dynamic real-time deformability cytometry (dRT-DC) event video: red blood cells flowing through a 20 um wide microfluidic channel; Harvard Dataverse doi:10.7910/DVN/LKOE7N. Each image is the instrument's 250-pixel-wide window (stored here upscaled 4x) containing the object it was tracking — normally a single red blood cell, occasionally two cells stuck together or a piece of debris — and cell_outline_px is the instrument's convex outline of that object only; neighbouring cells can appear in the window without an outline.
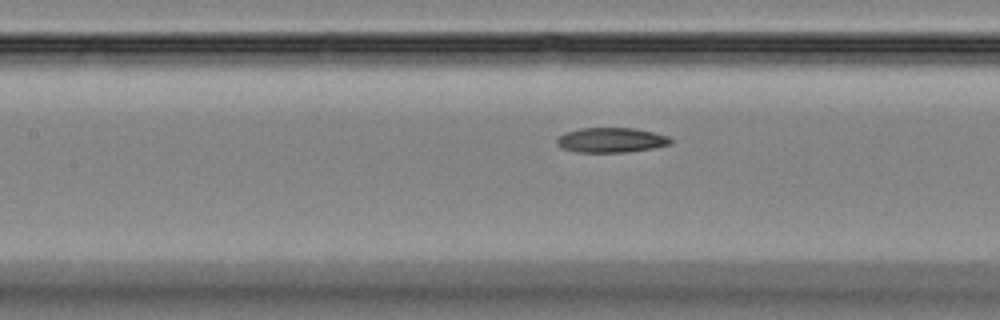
{"species": "Egyptian fruit bat (a non-hibernating species)", "species_latin": "Rousettus aegyptiacus", "temperature_condition": "room temperature", "stored_images_in_passage": 19, "camera_frame_rate_fps": 3000, "um_per_image_px": 0.085, "animal": {"sex": "female"}, "frame": {"image": 1, "passage_image": 16, "time_ms": 5.0, "image_size_px": [1000, 320], "cell_outline_px": [[672, 144], [652, 148], [628, 152], [576, 152], [560, 148], [556, 144], [556, 140], [564, 132], [580, 128], [636, 128], [668, 136], [672, 140]], "centroid_in_image_um": [51.92, 11.91], "position_along_channel_um": 155.5, "area_um2": 16.59}}